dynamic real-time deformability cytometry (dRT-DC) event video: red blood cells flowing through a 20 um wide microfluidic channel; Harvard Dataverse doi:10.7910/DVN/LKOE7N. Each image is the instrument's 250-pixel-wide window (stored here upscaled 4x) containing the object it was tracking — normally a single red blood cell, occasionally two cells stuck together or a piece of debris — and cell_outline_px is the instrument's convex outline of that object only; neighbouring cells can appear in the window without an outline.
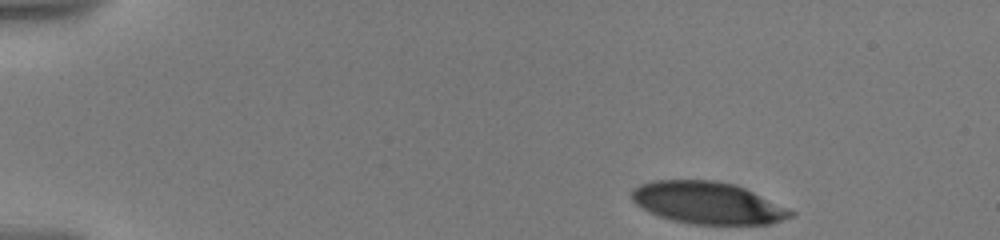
{"species": "human", "species_latin": "Homo sapiens", "temperature_condition": "warm", "stored_images_in_passage": 16, "camera_frame_rate_fps": 3000, "um_per_image_px": 0.085, "donor": {"sex": "male"}, "frame": {"image": 1, "passage_image": 1, "time_ms": 0.0, "image_size_px": [1000, 240], "cell_outline_px": [[796, 212], [792, 216], [768, 224], [696, 224], [676, 220], [660, 216], [636, 204], [632, 200], [632, 188], [640, 184], [652, 180], [712, 180], [736, 184]], "centroid_in_image_um": [60.14, 17.22], "position_along_channel_um": 24.9, "area_um2": 38.44}}
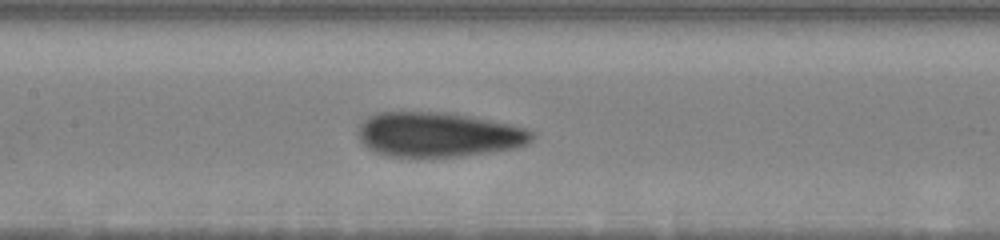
{"frame": {"image": 2, "passage_image": 10, "time_ms": 7.0, "image_size_px": [1000, 240], "cell_outline_px": [[532, 140], [528, 144], [512, 148], [488, 152], [460, 156], [388, 156], [376, 152], [368, 148], [360, 140], [360, 124], [368, 116], [376, 112], [444, 112], [468, 116], [508, 124], [524, 128], [532, 132]], "centroid_in_image_um": [37.23, 11.43], "position_along_channel_um": 170.2, "area_um2": 44.56}}
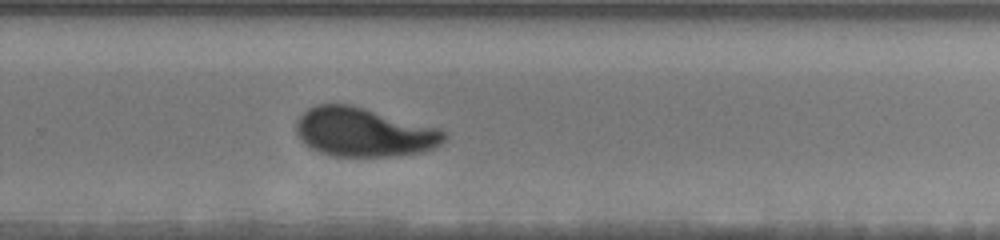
{"frame": {"image": 3, "passage_image": 16, "time_ms": 10.667, "image_size_px": [1000, 240], "cell_outline_px": [[448, 136], [436, 148], [420, 152], [392, 156], [332, 156], [320, 152], [304, 144], [300, 140], [296, 132], [296, 120], [308, 108], [316, 104], [352, 104], [440, 128]], "centroid_in_image_um": [30.92, 11.23], "position_along_channel_um": 298.9, "area_um2": 42.48}}